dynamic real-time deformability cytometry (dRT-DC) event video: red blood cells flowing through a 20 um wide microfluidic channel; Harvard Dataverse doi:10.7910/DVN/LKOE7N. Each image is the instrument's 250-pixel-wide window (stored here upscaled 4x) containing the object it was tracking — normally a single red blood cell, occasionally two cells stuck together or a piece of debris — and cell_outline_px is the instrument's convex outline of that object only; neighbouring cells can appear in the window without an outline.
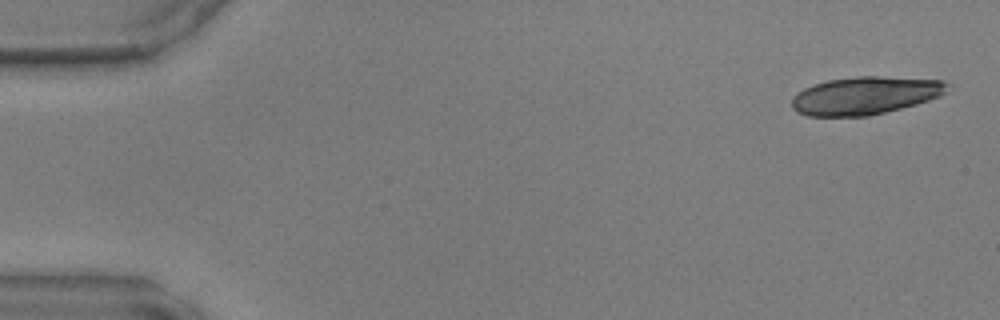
{"species": "common noctule bat (a hibernating species)", "species_latin": "Nyctalus noctula", "temperature_condition": "warm", "stored_images_in_passage": 14, "camera_frame_rate_fps": 3000, "um_per_image_px": 0.085, "animal": {"sex": "male", "body_mass_g": 17.9, "forearm_length_mm": 54.2}, "frame": {"image": 1, "passage_image": 1, "time_ms": 0.0, "image_size_px": [1000, 320], "cell_outline_px": [[952, 84], [948, 92], [940, 96], [916, 104], [868, 116], [808, 116], [796, 112], [792, 108], [792, 96], [804, 88], [828, 80], [856, 76], [876, 76], [944, 80]], "centroid_in_image_um": [73.57, 8.11], "position_along_channel_um": 11.4, "area_um2": 34.45}}